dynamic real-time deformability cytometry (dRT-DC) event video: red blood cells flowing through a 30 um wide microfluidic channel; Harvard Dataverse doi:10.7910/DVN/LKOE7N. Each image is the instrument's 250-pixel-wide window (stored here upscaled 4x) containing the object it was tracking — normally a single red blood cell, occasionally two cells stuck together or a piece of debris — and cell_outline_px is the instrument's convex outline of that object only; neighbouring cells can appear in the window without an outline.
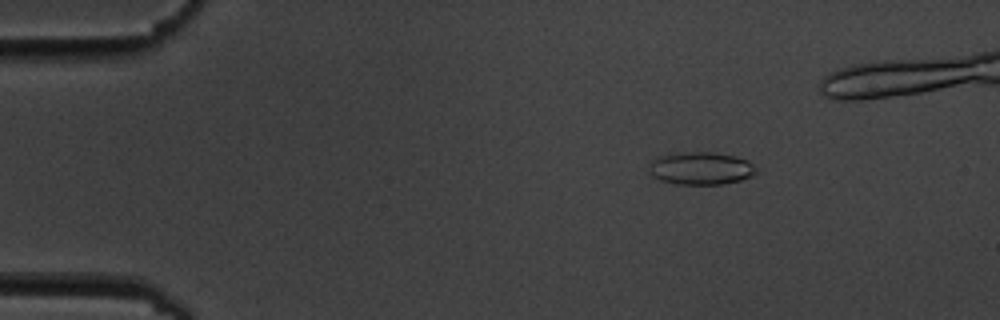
{"species": "common noctule bat (a hibernating species)", "species_latin": "Nyctalus noctula", "temperature_condition": "cold", "stored_images_in_passage": 5, "camera_frame_rate_fps": 3000, "um_per_image_px": 0.085, "animal": {"sex": "male", "body_mass_g": 19.5, "forearm_length_mm": 54.6}, "frame": {"image": 1, "passage_image": 2, "time_ms": 1.0, "image_size_px": [1000, 320], "cell_outline_px": [[760, 172], [752, 176], [740, 180], [724, 184], [676, 184], [660, 180], [652, 176], [648, 172], [648, 164], [656, 156], [684, 152], [712, 152], [732, 156], [748, 160]], "centroid_in_image_um": [59.55, 14.31], "position_along_channel_um": 25.5, "area_um2": 20.63}}